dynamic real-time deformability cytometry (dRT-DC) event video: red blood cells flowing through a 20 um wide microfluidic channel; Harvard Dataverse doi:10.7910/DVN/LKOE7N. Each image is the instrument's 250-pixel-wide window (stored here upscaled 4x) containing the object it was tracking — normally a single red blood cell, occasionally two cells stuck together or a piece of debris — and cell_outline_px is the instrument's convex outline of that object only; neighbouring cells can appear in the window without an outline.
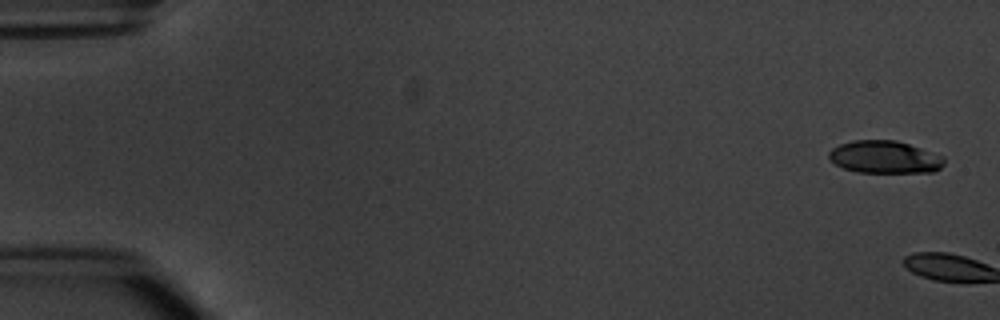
{"species": "common noctule bat (a hibernating species)", "species_latin": "Nyctalus noctula", "temperature_condition": "warm", "stored_images_in_passage": 2, "camera_frame_rate_fps": 3000, "um_per_image_px": 0.085, "animal": {"sex": "male", "body_mass_g": 20.1, "forearm_length_mm": 53.5}, "frame": {"image": 1, "passage_image": 1, "time_ms": 0.0, "image_size_px": [1000, 320], "cell_outline_px": [[944, 164], [940, 168], [932, 172], [856, 172], [844, 168], [828, 160], [828, 152], [832, 148], [840, 144], [852, 140], [896, 140], [944, 156]], "centroid_in_image_um": [75.17, 13.35], "position_along_channel_um": 9.8, "area_um2": 21.85}}